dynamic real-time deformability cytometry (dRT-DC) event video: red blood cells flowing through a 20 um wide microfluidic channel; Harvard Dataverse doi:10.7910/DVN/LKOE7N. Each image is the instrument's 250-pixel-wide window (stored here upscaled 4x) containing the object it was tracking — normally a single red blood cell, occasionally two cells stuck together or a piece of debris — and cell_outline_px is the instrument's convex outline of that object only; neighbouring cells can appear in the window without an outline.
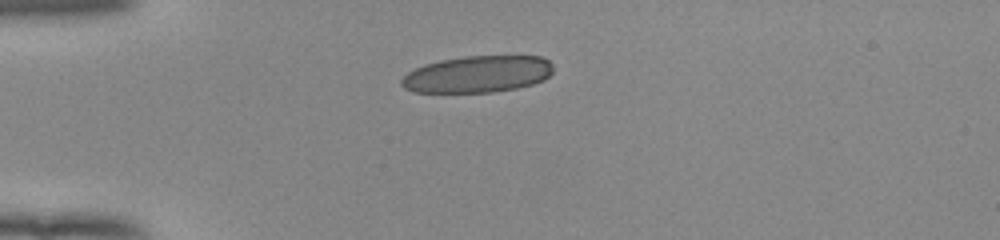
{"species": "human", "species_latin": "Homo sapiens", "temperature_condition": "room temperature", "stored_images_in_passage": 39, "camera_frame_rate_fps": 3000, "um_per_image_px": 0.085, "donor": {"sex": "female"}, "frame": {"image": 1, "passage_image": 1, "time_ms": 0.0, "image_size_px": [1000, 240], "cell_outline_px": [[552, 72], [544, 80], [532, 84], [516, 88], [492, 92], [416, 92], [404, 88], [400, 84], [400, 80], [408, 72], [424, 64], [440, 60], [464, 56], [540, 56], [548, 60], [552, 64]], "centroid_in_image_um": [40.58, 6.3], "position_along_channel_um": 44.4, "area_um2": 32.48}}
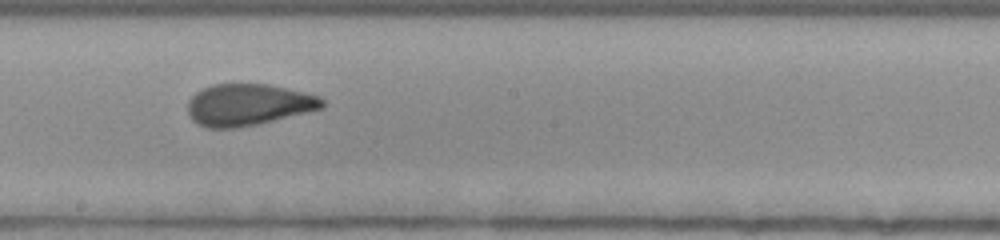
{"frame": {"image": 2, "passage_image": 17, "time_ms": 5.333, "image_size_px": [1000, 240], "cell_outline_px": [[324, 108], [260, 124], [236, 128], [208, 128], [196, 124], [188, 116], [188, 100], [196, 92], [212, 84], [268, 84], [320, 96], [324, 100]], "centroid_in_image_um": [21.09, 8.92], "position_along_channel_um": 227.1, "area_um2": 32.89}}
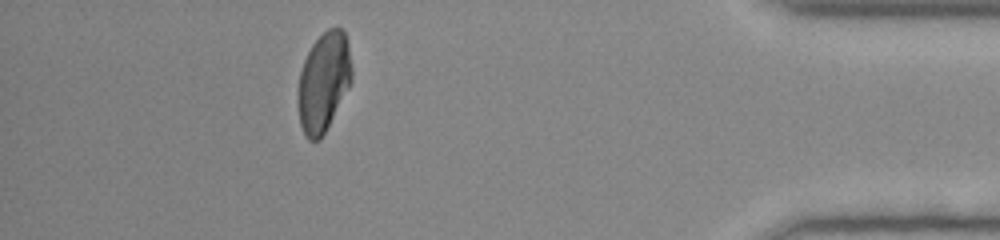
{"frame": {"image": 3, "passage_image": 34, "time_ms": 11.0, "image_size_px": [1000, 240], "cell_outline_px": [[348, 88], [320, 140], [308, 140], [300, 124], [296, 100], [300, 72], [304, 60], [312, 44], [328, 28], [344, 28], [348, 40]], "centroid_in_image_um": [27.44, 6.97], "position_along_channel_um": 407.8, "area_um2": 30.29}, "authors_computed_cell_mechanics": {"area_um2": 32.946, "velocity_mm_per_s": 3.9578, "shape_relaxation_time_tau1_ms": 5.0038, "shape_relaxation_time_tau2_ms": 0.9501, "deformation_change_tau1": 0.1936, "deformation_change_tau2": 0.0741}}